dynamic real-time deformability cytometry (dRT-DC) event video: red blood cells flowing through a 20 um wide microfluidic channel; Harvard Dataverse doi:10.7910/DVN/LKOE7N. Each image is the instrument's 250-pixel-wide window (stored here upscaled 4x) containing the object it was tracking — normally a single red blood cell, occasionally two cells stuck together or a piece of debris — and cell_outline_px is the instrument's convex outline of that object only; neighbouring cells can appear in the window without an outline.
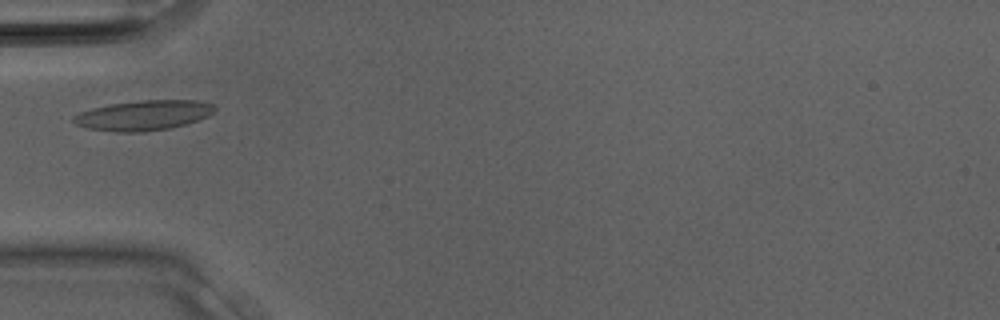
{"species": "Egyptian fruit bat (a non-hibernating species)", "species_latin": "Rousettus aegyptiacus", "temperature_condition": "room temperature", "stored_images_in_passage": 8, "camera_frame_rate_fps": 3000, "um_per_image_px": 0.085, "animal": {"sex": "male"}, "frame": {"image": 1, "passage_image": 5, "time_ms": 1.333, "image_size_px": [1000, 320], "cell_outline_px": [[216, 108], [208, 116], [184, 124], [168, 128], [144, 132], [116, 132], [88, 128], [76, 124], [72, 120], [72, 116], [80, 112], [92, 108], [112, 104], [140, 100], [196, 100], [212, 104]], "centroid_in_image_um": [12.17, 9.8], "position_along_channel_um": 72.8, "area_um2": 24.45}}